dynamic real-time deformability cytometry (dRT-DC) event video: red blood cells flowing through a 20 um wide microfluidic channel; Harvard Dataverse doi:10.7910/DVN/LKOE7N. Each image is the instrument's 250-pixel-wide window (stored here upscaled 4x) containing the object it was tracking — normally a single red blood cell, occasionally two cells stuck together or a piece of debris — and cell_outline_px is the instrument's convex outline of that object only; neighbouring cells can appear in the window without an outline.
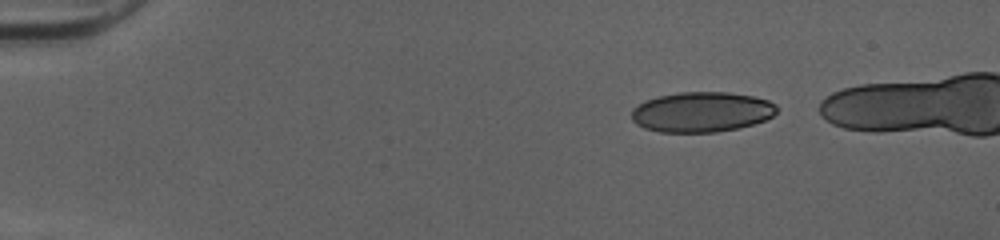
{"species": "human", "species_latin": "Homo sapiens", "temperature_condition": "cold", "stored_images_in_passage": 41, "camera_frame_rate_fps": 3000, "um_per_image_px": 0.085, "donor": {"sex": "female"}, "frame": {"image": 1, "passage_image": 1, "time_ms": 0.0, "image_size_px": [1000, 240], "cell_outline_px": [[776, 112], [772, 116], [764, 120], [752, 124], [736, 128], [716, 132], [660, 132], [644, 128], [636, 124], [632, 120], [632, 108], [644, 100], [656, 96], [680, 92], [728, 92], [752, 96], [768, 100], [776, 104]], "centroid_in_image_um": [59.6, 9.51], "position_along_channel_um": 25.4, "area_um2": 34.04}}
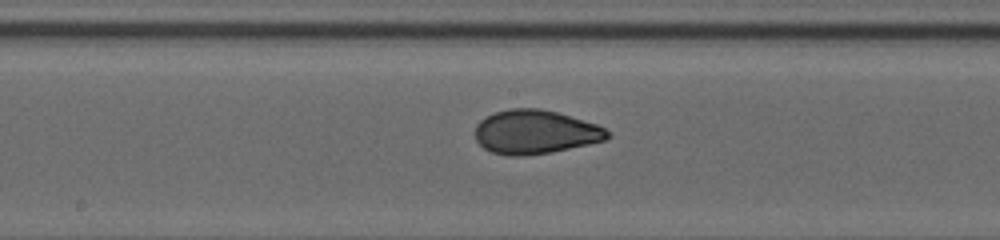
{"frame": {"image": 2, "passage_image": 21, "time_ms": 6.667, "image_size_px": [1000, 240], "cell_outline_px": [[612, 136], [604, 140], [588, 144], [552, 152], [524, 156], [508, 156], [492, 152], [484, 148], [476, 140], [476, 124], [484, 116], [496, 112], [512, 108], [540, 108], [556, 112], [596, 124], [604, 128]], "centroid_in_image_um": [45.47, 11.22], "position_along_channel_um": 202.7, "area_um2": 33.76}}
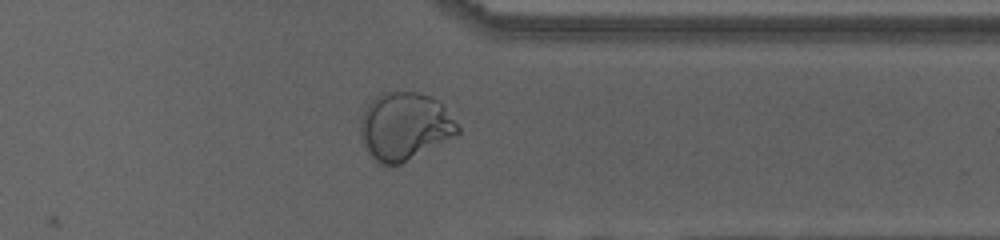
{"frame": {"image": 3, "passage_image": 34, "time_ms": 11.0, "image_size_px": [1000, 240], "cell_outline_px": [[460, 132], [456, 136], [400, 164], [388, 168], [380, 164], [364, 148], [360, 140], [360, 120], [364, 108], [376, 96], [384, 92], [416, 92], [432, 96], [440, 100], [460, 128]], "centroid_in_image_um": [34.38, 10.75], "position_along_channel_um": 377.0, "area_um2": 38.9}, "authors_computed_cell_mechanics": {"area_um2": 34.5066, "velocity_mm_per_s": 4.0688, "shape_relaxation_time_tau1_ms": 11.3192, "shape_relaxation_time_tau2_ms": 0.8127, "deformation_change_tau1": 0.2994, "deformation_change_tau2": 0.0523}}